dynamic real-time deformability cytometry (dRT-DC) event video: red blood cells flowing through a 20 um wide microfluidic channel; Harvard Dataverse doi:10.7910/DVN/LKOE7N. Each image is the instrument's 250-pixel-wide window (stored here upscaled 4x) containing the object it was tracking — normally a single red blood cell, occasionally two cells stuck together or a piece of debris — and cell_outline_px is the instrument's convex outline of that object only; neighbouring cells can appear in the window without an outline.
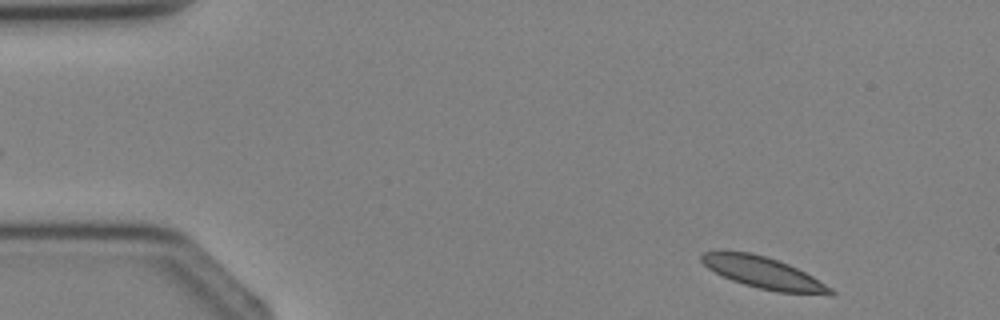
{"species": "Egyptian fruit bat (a non-hibernating species)", "species_latin": "Rousettus aegyptiacus", "temperature_condition": "cold", "stored_images_in_passage": 2, "camera_frame_rate_fps": 3000, "um_per_image_px": 0.085, "animal": {"sex": "female"}, "frame": {"image": 1, "passage_image": 1, "time_ms": 0.0, "image_size_px": [1000, 320], "cell_outline_px": [[836, 292], [832, 296], [776, 292], [744, 284], [732, 280], [708, 268], [700, 260], [700, 256], [704, 252], [724, 248], [752, 252], [788, 264], [812, 276], [832, 288]], "centroid_in_image_um": [64.88, 23.17], "position_along_channel_um": 20.1, "area_um2": 24.16}}